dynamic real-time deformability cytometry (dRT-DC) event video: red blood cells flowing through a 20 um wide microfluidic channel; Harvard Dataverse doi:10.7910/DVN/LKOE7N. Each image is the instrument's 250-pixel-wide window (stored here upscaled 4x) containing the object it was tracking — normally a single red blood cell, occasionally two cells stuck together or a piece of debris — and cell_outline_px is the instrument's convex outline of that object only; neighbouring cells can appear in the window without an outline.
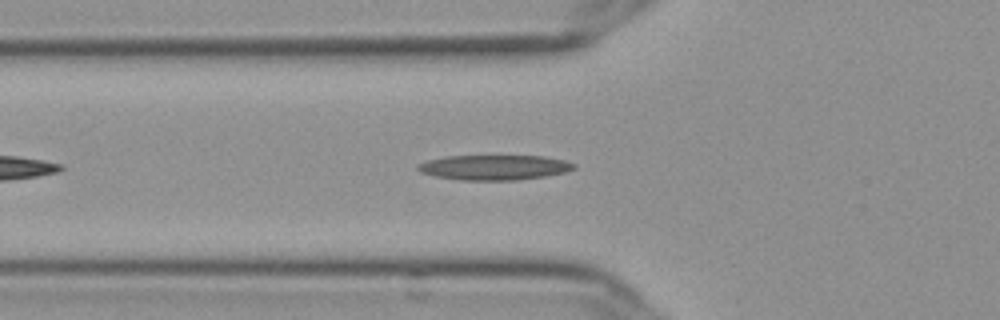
{"species": "Egyptian fruit bat (a non-hibernating species)", "species_latin": "Rousettus aegyptiacus", "temperature_condition": "cold", "stored_images_in_passage": 40, "camera_frame_rate_fps": 3000, "um_per_image_px": 0.085, "frame": {"image": 1, "passage_image": 7, "time_ms": 2.0, "image_size_px": [1000, 320], "cell_outline_px": [[576, 168], [564, 172], [544, 176], [516, 180], [460, 180], [436, 176], [420, 172], [416, 168], [416, 164], [428, 160], [448, 156], [544, 156], [564, 160], [576, 164]], "centroid_in_image_um": [42.0, 14.23], "position_along_channel_um": 83.8, "area_um2": 22.66}}
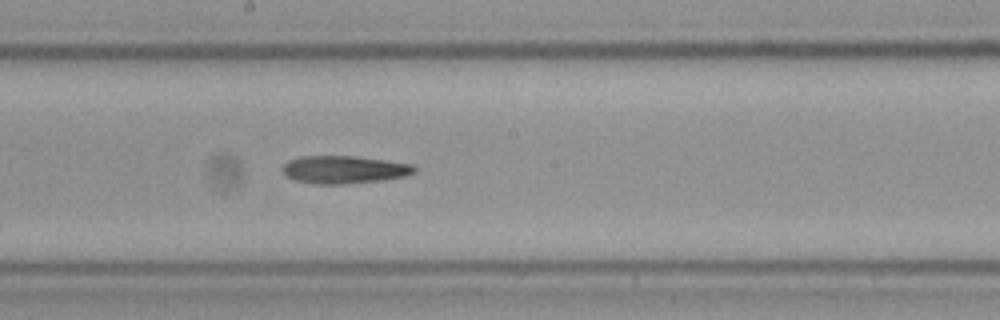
{"frame": {"image": 2, "passage_image": 18, "time_ms": 5.667, "image_size_px": [1000, 320], "cell_outline_px": [[416, 172], [404, 176], [384, 180], [344, 184], [312, 184], [296, 180], [288, 176], [280, 168], [288, 160], [300, 156], [352, 156], [384, 160], [412, 164], [416, 168]], "centroid_in_image_um": [29.23, 14.42], "position_along_channel_um": 219.0, "area_um2": 21.33}}
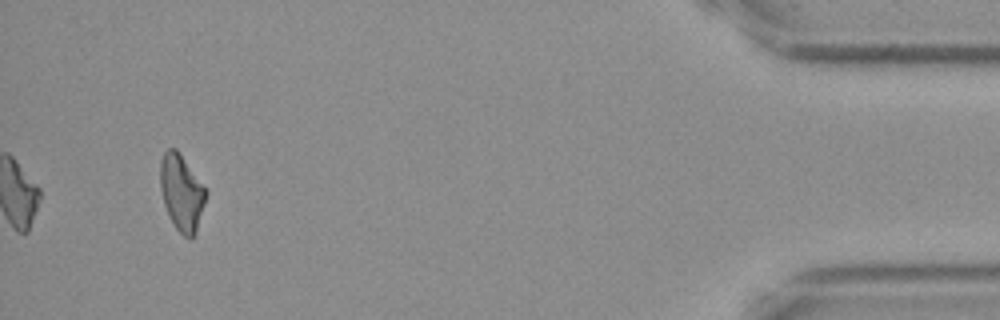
{"frame": {"image": 3, "passage_image": 40, "time_ms": 13.0, "image_size_px": [1000, 320], "cell_outline_px": [[208, 192], [196, 232], [192, 240], [188, 240], [176, 228], [168, 216], [164, 204], [160, 188], [160, 160], [164, 152], [168, 148], [176, 148]], "centroid_in_image_um": [15.43, 16.4], "position_along_channel_um": 419.8, "area_um2": 20.29}, "authors_computed_cell_mechanics": {"area_um2": 21.1837, "velocity_mm_per_s": 3.6561, "shape_relaxation_time_tau1_ms": null, "shape_relaxation_time_tau2_ms": 3.9121, "deformation_change_tau1": null, "deformation_change_tau2": 0.1413}}